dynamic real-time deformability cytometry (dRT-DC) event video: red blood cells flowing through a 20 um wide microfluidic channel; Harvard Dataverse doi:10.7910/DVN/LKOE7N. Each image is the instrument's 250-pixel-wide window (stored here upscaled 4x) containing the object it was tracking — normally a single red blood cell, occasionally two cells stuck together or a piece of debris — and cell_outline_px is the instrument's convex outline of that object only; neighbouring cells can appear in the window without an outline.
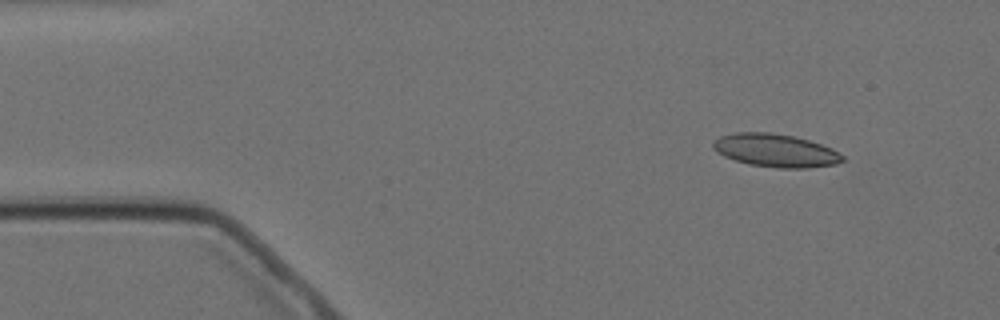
{"species": "Egyptian fruit bat (a non-hibernating species)", "species_latin": "Rousettus aegyptiacus", "temperature_condition": "cold", "stored_images_in_passage": 10, "camera_frame_rate_fps": 3000, "um_per_image_px": 0.085, "animal": {"sex": "female"}, "frame": {"image": 1, "passage_image": 1, "time_ms": 0.0, "image_size_px": [1000, 320], "cell_outline_px": [[844, 160], [836, 164], [808, 168], [780, 168], [748, 164], [724, 156], [712, 148], [712, 144], [720, 136], [736, 132], [772, 132], [796, 136], [832, 148], [844, 156]], "centroid_in_image_um": [65.93, 12.78], "position_along_channel_um": 19.1, "area_um2": 24.97}}
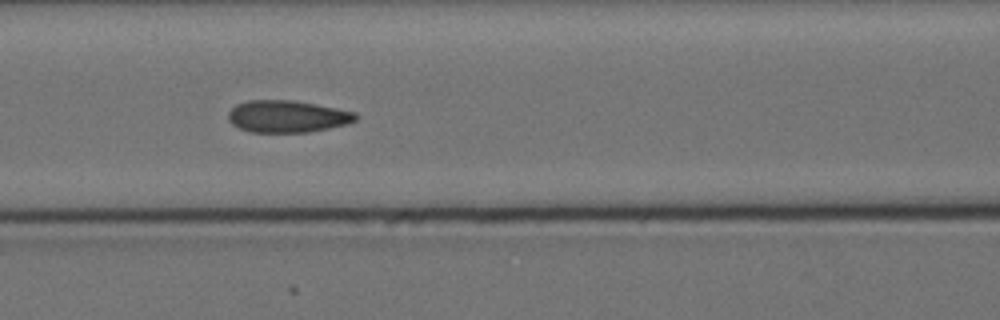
{"frame": {"image": 2, "passage_image": 6, "time_ms": 5.667, "image_size_px": [1000, 320], "cell_outline_px": [[360, 116], [356, 120], [348, 124], [308, 132], [252, 132], [240, 128], [232, 124], [228, 120], [228, 112], [236, 104], [248, 100], [292, 100], [316, 104], [356, 112]], "centroid_in_image_um": [24.43, 9.89], "position_along_channel_um": 142.2, "area_um2": 23.87}}
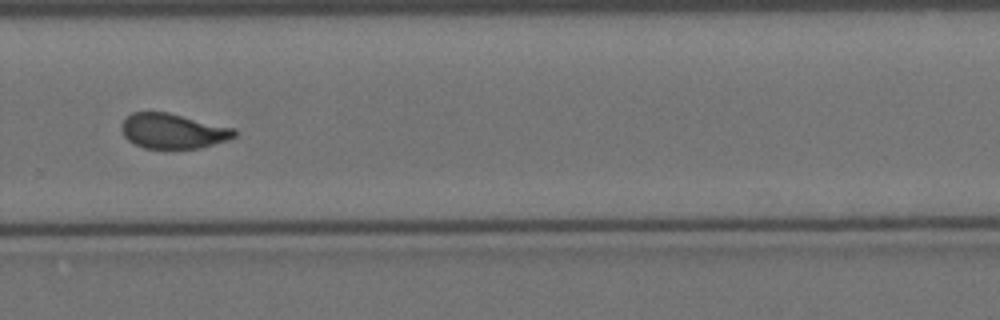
{"frame": {"image": 3, "passage_image": 10, "time_ms": 10.667, "image_size_px": [1000, 320], "cell_outline_px": [[236, 136], [228, 140], [200, 148], [144, 148], [128, 140], [124, 136], [120, 128], [120, 124], [132, 112], [168, 112], [236, 128]], "centroid_in_image_um": [14.71, 11.13], "position_along_channel_um": 315.1, "area_um2": 23.12}}